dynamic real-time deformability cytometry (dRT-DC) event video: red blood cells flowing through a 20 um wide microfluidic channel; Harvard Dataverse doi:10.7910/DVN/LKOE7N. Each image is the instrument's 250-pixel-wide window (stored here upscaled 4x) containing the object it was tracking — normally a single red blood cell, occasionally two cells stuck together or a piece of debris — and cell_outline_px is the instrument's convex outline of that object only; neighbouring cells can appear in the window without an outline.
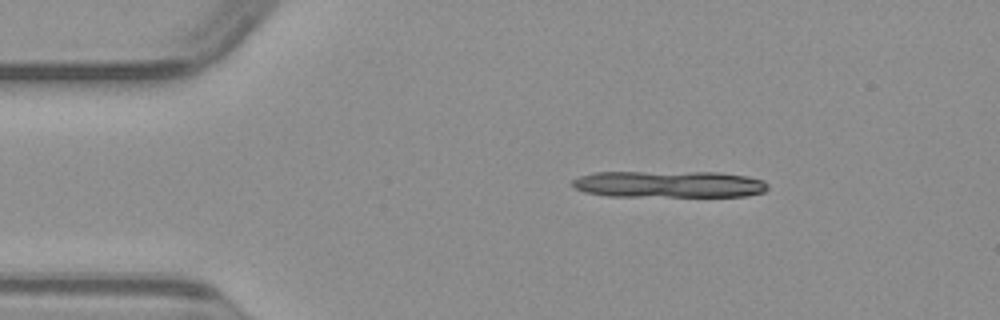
{"species": "common noctule bat (a hibernating species)", "species_latin": "Nyctalus noctula", "temperature_condition": "warm", "stored_images_in_passage": 5, "camera_frame_rate_fps": 3000, "um_per_image_px": 0.085, "animal": {"sex": "male", "body_mass_g": 23.1, "forearm_length_mm": 52.7}, "frame": {"image": 1, "passage_image": 1, "time_ms": 0.0, "image_size_px": [1000, 320], "cell_outline_px": [[768, 188], [764, 192], [744, 196], [608, 196], [584, 192], [576, 188], [572, 184], [572, 180], [580, 176], [596, 172], [720, 172], [748, 176], [764, 180], [768, 184]], "centroid_in_image_um": [56.9, 15.65], "position_along_channel_um": 28.1, "area_um2": 30.58}}